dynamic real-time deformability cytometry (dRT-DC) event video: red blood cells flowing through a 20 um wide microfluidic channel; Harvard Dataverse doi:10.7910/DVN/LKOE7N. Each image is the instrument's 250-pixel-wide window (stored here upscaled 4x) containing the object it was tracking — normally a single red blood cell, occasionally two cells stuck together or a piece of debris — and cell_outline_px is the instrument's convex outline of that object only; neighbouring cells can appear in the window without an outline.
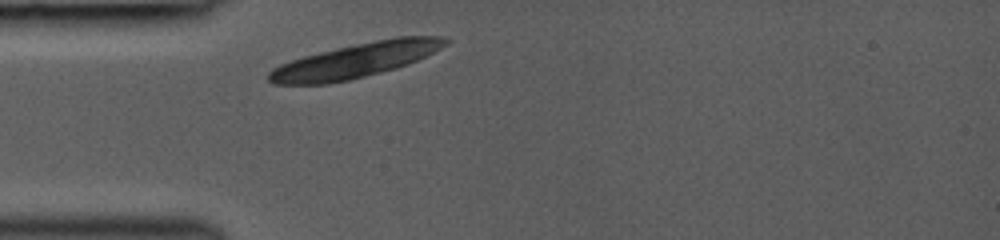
{"species": "common noctule bat (a hibernating species)", "species_latin": "Nyctalus noctula", "temperature_condition": "room temperature", "stored_images_in_passage": 1, "camera_frame_rate_fps": 3000, "um_per_image_px": 0.085, "animal": {"sex": "female", "body_mass_g": 19.0, "forearm_length_mm": 53.3}, "frame": {"image": 1, "passage_image": 1, "time_ms": 0.0, "image_size_px": [1000, 240], "cell_outline_px": [[448, 44], [408, 64], [396, 68], [348, 80], [328, 84], [272, 84], [268, 80], [268, 72], [272, 68], [280, 64], [304, 56], [320, 52], [356, 44], [396, 36], [444, 36], [448, 40]], "centroid_in_image_um": [30.19, 5.14], "position_along_channel_um": 54.8, "area_um2": 35.08}}